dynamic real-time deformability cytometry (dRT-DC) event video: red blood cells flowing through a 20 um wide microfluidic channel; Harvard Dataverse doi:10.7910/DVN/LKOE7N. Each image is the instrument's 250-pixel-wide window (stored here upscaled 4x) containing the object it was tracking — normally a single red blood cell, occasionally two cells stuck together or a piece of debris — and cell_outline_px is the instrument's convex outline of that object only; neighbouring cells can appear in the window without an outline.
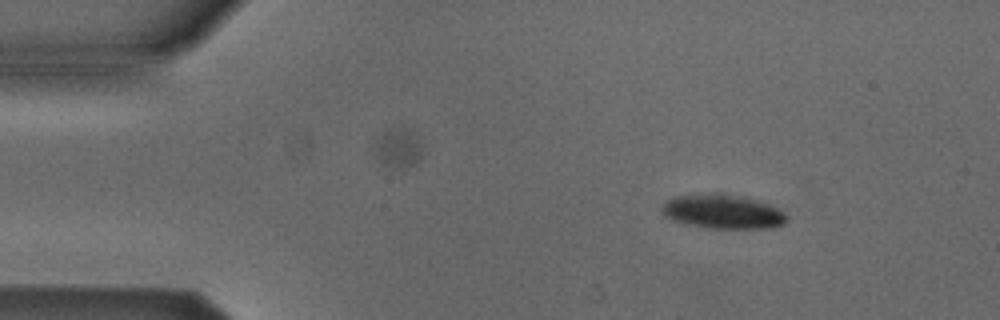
{"species": "Egyptian fruit bat (a non-hibernating species)", "species_latin": "Rousettus aegyptiacus", "temperature_condition": "cold", "stored_images_in_passage": 3, "camera_frame_rate_fps": 3000, "um_per_image_px": 0.085, "animal": {"sex": "male"}, "frame": {"image": 1, "passage_image": 1, "time_ms": 0.0, "image_size_px": [1000, 320], "cell_outline_px": [[788, 220], [784, 224], [772, 228], [708, 228], [684, 224], [672, 220], [664, 216], [660, 208], [668, 200], [676, 196], [716, 192], [724, 192], [744, 196], [768, 204], [776, 208], [788, 216]], "centroid_in_image_um": [61.42, 17.98], "position_along_channel_um": 23.6, "area_um2": 25.2}}